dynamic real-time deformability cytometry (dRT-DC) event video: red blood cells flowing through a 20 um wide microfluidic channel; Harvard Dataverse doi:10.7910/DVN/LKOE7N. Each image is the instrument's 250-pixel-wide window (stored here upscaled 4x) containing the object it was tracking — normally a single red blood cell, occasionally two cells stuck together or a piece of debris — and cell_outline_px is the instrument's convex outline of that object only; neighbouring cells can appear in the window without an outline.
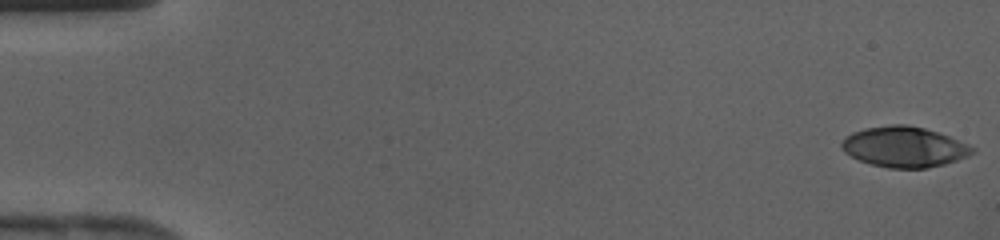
{"species": "human", "species_latin": "Homo sapiens", "temperature_condition": "cold", "stored_images_in_passage": 43, "camera_frame_rate_fps": 3000, "um_per_image_px": 0.085, "donor": {"sex": "female"}, "frame": {"image": 1, "passage_image": 1, "time_ms": 0.0, "image_size_px": [1000, 240], "cell_outline_px": [[976, 152], [968, 156], [944, 164], [928, 168], [888, 168], [872, 164], [860, 160], [844, 152], [840, 144], [852, 132], [864, 128], [892, 124], [908, 124], [924, 128], [948, 136], [968, 144], [976, 148]], "centroid_in_image_um": [76.88, 12.48], "position_along_channel_um": 8.1, "area_um2": 30.75}}
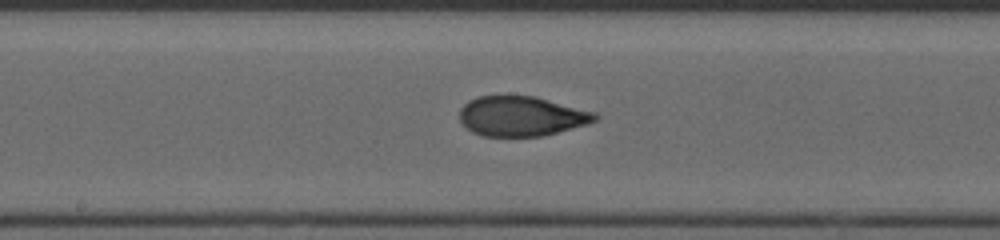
{"frame": {"image": 2, "passage_image": 23, "time_ms": 7.333, "image_size_px": [1000, 240], "cell_outline_px": [[600, 116], [596, 120], [588, 124], [540, 136], [484, 136], [472, 132], [460, 120], [460, 108], [468, 100], [476, 96], [536, 96], [596, 112]], "centroid_in_image_um": [44.33, 9.86], "position_along_channel_um": 203.9, "area_um2": 31.44}}
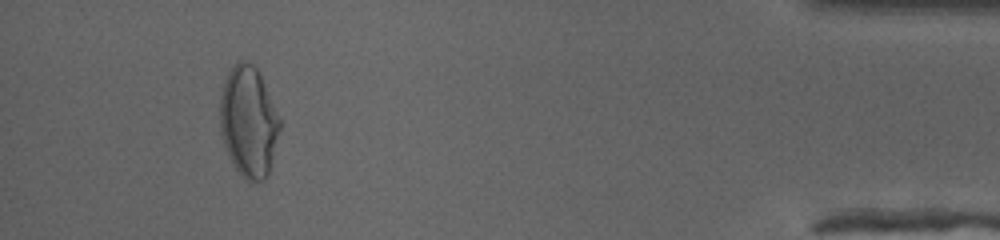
{"frame": {"image": 3, "passage_image": 40, "time_ms": 13.0, "image_size_px": [1000, 240], "cell_outline_px": [[280, 128], [268, 172], [264, 180], [248, 180], [240, 176], [224, 144], [220, 132], [220, 96], [224, 80], [228, 72], [240, 60], [244, 60], [252, 64], [256, 68], [280, 116]], "centroid_in_image_um": [21.11, 10.32], "position_along_channel_um": 414.1, "area_um2": 38.03}}